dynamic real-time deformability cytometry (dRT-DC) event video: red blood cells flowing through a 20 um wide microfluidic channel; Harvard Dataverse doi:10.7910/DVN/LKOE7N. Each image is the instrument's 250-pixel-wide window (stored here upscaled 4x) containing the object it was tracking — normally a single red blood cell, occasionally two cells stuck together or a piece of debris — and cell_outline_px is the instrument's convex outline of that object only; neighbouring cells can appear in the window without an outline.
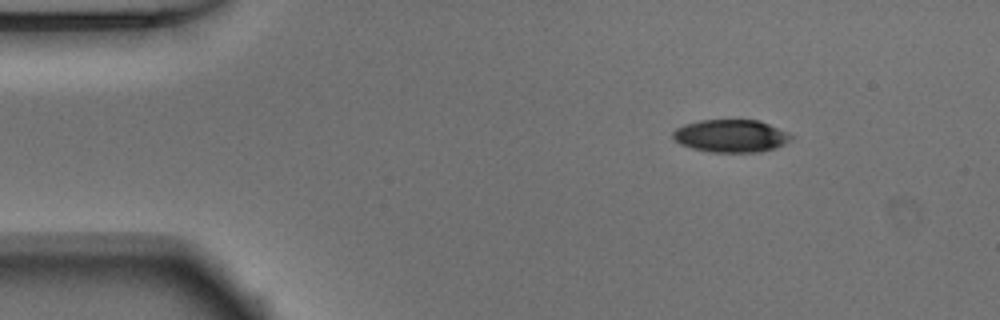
{"species": "Egyptian fruit bat (a non-hibernating species)", "species_latin": "Rousettus aegyptiacus", "temperature_condition": "warm", "stored_images_in_passage": 45, "camera_frame_rate_fps": 3000, "um_per_image_px": 0.085, "animal": {"sex": "male"}, "frame": {"image": 1, "passage_image": 1, "time_ms": 0.0, "image_size_px": [1000, 320], "cell_outline_px": [[792, 140], [776, 148], [760, 152], [712, 152], [692, 148], [680, 144], [672, 136], [672, 132], [676, 128], [684, 124], [700, 120], [756, 120], [768, 124], [792, 136]], "centroid_in_image_um": [62.09, 11.56], "position_along_channel_um": 22.9, "area_um2": 22.31}}
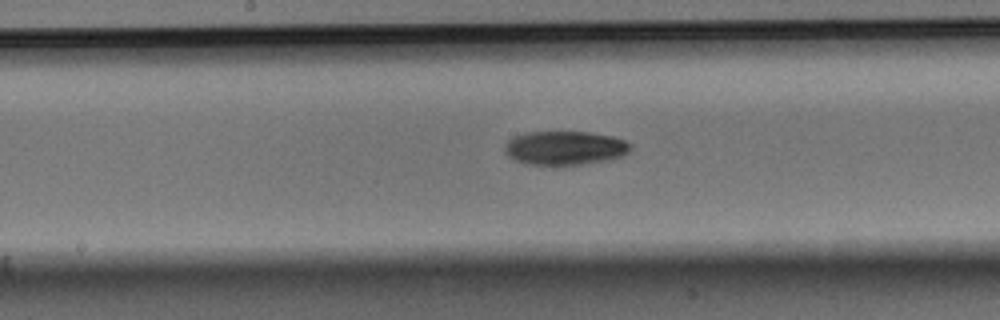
{"frame": {"image": 2, "passage_image": 20, "time_ms": 6.333, "image_size_px": [1000, 320], "cell_outline_px": [[632, 148], [628, 152], [612, 160], [580, 164], [528, 164], [516, 160], [508, 156], [504, 152], [504, 148], [508, 140], [516, 136], [528, 132], [588, 132], [612, 136], [624, 140], [632, 144]], "centroid_in_image_um": [48.05, 12.57], "position_along_channel_um": 200.2, "area_um2": 24.68}}
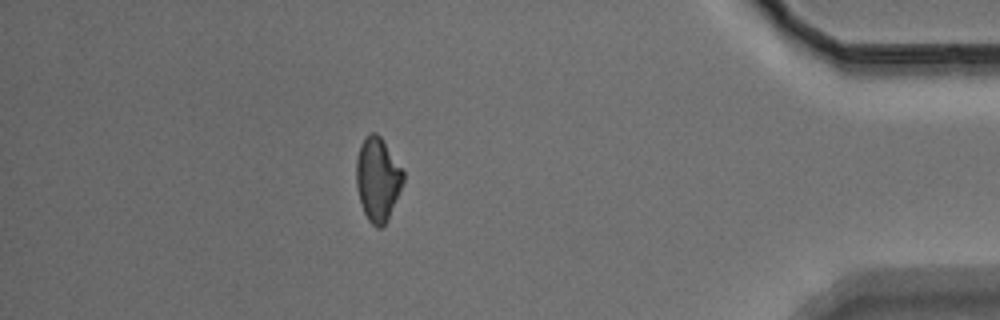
{"frame": {"image": 3, "passage_image": 39, "time_ms": 12.667, "image_size_px": [1000, 320], "cell_outline_px": [[404, 180], [388, 220], [380, 228], [376, 228], [368, 220], [364, 212], [360, 200], [356, 184], [356, 160], [360, 144], [372, 132], [376, 132], [380, 136], [404, 172]], "centroid_in_image_um": [32.1, 15.25], "position_along_channel_um": 403.1, "area_um2": 22.6}, "authors_computed_cell_mechanics": {"area_um2": 23.5824, "velocity_mm_per_s": 3.9095, "shape_relaxation_time_tau1_ms": 4.245, "shape_relaxation_time_tau2_ms": null, "deformation_change_tau1": 0.1127, "deformation_change_tau2": null}}